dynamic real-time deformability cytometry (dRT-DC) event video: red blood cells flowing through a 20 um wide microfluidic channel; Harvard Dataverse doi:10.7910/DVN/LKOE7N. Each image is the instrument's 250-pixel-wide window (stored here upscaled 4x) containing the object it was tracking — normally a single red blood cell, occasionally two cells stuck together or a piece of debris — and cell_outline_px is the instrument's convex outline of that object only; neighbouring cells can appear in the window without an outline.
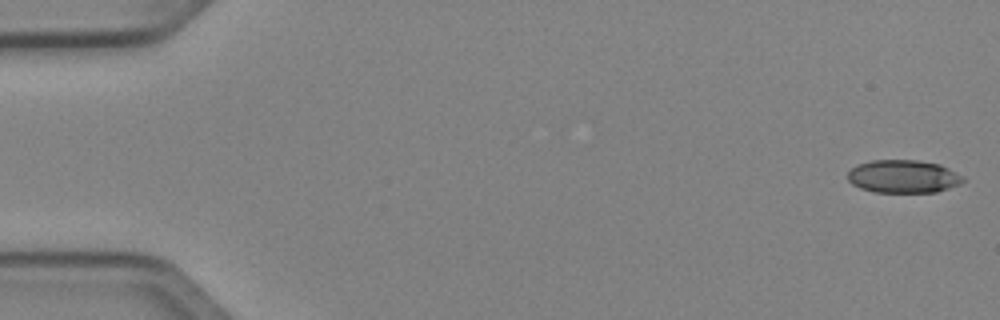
{"species": "Egyptian fruit bat (a non-hibernating species)", "species_latin": "Rousettus aegyptiacus", "temperature_condition": "cold", "stored_images_in_passage": 50, "camera_frame_rate_fps": 3000, "um_per_image_px": 0.085, "animal": {"sex": "female"}, "frame": {"image": 1, "passage_image": 1, "time_ms": 0.0, "image_size_px": [1000, 320], "cell_outline_px": [[964, 180], [960, 184], [936, 192], [876, 192], [860, 188], [852, 184], [848, 180], [848, 172], [856, 164], [872, 160], [916, 160], [940, 164], [964, 176]], "centroid_in_image_um": [76.77, 14.99], "position_along_channel_um": 8.2, "area_um2": 22.2}}
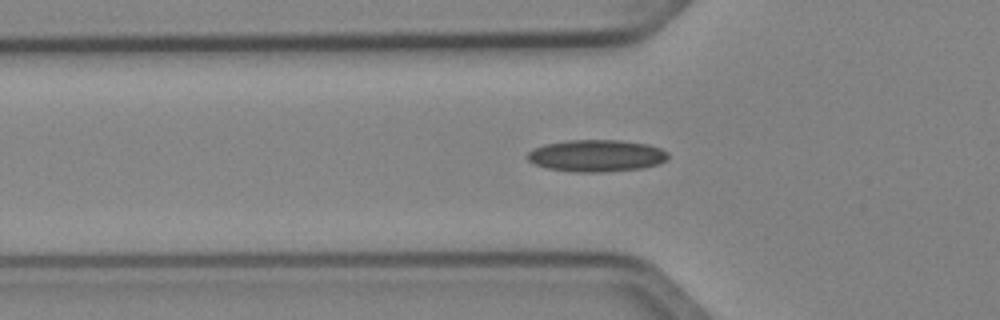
{"frame": {"image": 2, "passage_image": 17, "time_ms": 5.333, "image_size_px": [1000, 320], "cell_outline_px": [[668, 156], [660, 164], [640, 168], [600, 172], [572, 172], [548, 168], [536, 164], [528, 160], [528, 152], [532, 148], [544, 144], [568, 140], [620, 140], [648, 144], [660, 148], [668, 152]], "centroid_in_image_um": [50.69, 13.23], "position_along_channel_um": 75.1, "area_um2": 26.13}}
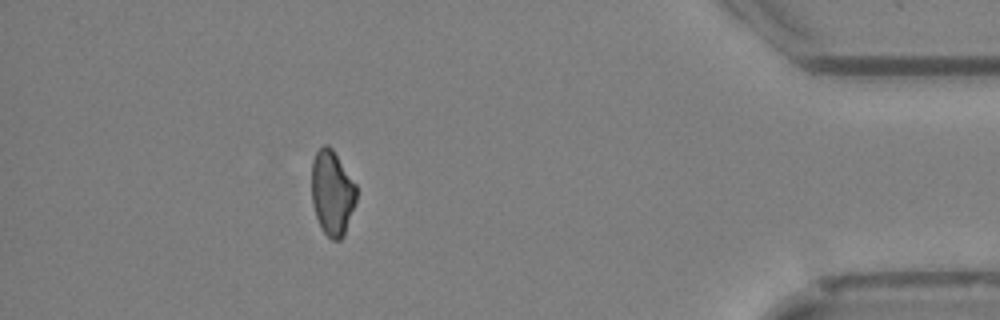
{"frame": {"image": 3, "passage_image": 45, "time_ms": 14.667, "image_size_px": [1000, 320], "cell_outline_px": [[356, 200], [344, 236], [340, 240], [332, 240], [324, 232], [316, 216], [312, 204], [312, 160], [316, 152], [324, 144], [328, 144], [332, 148], [356, 184]], "centroid_in_image_um": [28.23, 16.38], "position_along_channel_um": 407.0, "area_um2": 22.08}}